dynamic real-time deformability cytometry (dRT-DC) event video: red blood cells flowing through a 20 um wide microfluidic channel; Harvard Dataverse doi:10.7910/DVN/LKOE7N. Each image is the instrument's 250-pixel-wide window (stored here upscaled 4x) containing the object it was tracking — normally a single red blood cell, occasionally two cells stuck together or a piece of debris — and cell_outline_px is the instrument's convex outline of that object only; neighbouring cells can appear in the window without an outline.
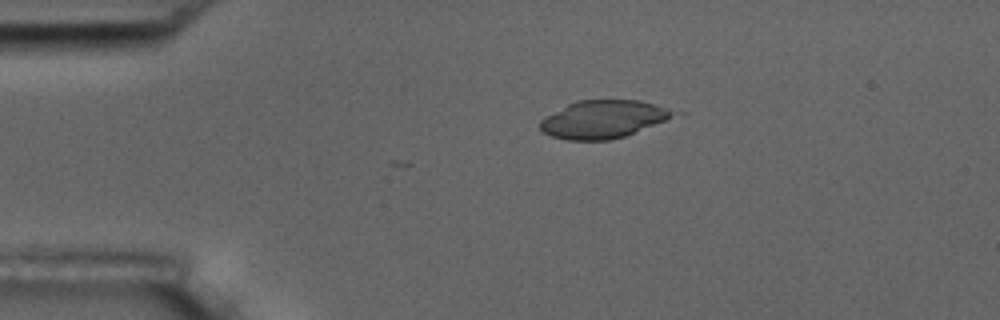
{"species": "common noctule bat (a hibernating species)", "species_latin": "Nyctalus noctula", "temperature_condition": "room temperature", "stored_images_in_passage": 21, "camera_frame_rate_fps": 3000, "um_per_image_px": 0.085, "animal": {"sex": "male", "body_mass_g": 17.5, "forearm_length_mm": 52.3}, "frame": {"image": 1, "passage_image": 12, "time_ms": 3.667, "image_size_px": [1000, 320], "cell_outline_px": [[672, 116], [664, 120], [624, 136], [608, 140], [568, 140], [552, 136], [544, 132], [540, 128], [540, 120], [544, 116], [576, 100], [640, 100], [664, 108], [672, 112]], "centroid_in_image_um": [51.15, 10.13], "position_along_channel_um": 33.9, "area_um2": 28.67}}
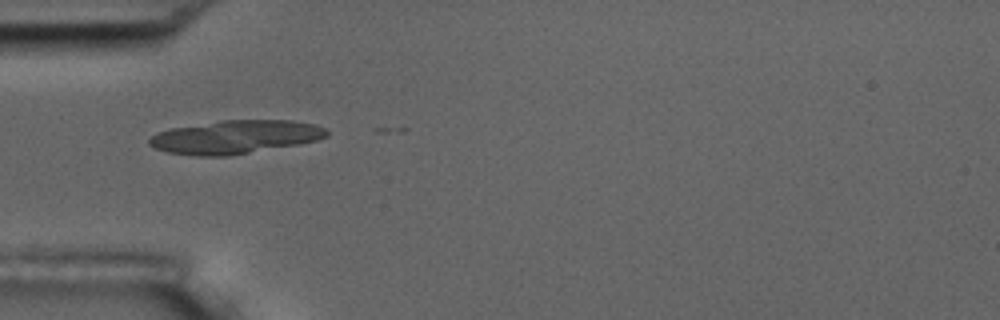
{"frame": {"image": 2, "passage_image": 18, "time_ms": 5.667, "image_size_px": [1000, 320], "cell_outline_px": [[328, 136], [316, 140], [300, 144], [228, 156], [196, 156], [168, 152], [156, 148], [148, 144], [148, 140], [156, 132], [172, 128], [220, 120], [292, 120], [316, 124], [324, 128], [328, 132]], "centroid_in_image_um": [20.0, 11.64], "position_along_channel_um": 65.0, "area_um2": 34.56}}